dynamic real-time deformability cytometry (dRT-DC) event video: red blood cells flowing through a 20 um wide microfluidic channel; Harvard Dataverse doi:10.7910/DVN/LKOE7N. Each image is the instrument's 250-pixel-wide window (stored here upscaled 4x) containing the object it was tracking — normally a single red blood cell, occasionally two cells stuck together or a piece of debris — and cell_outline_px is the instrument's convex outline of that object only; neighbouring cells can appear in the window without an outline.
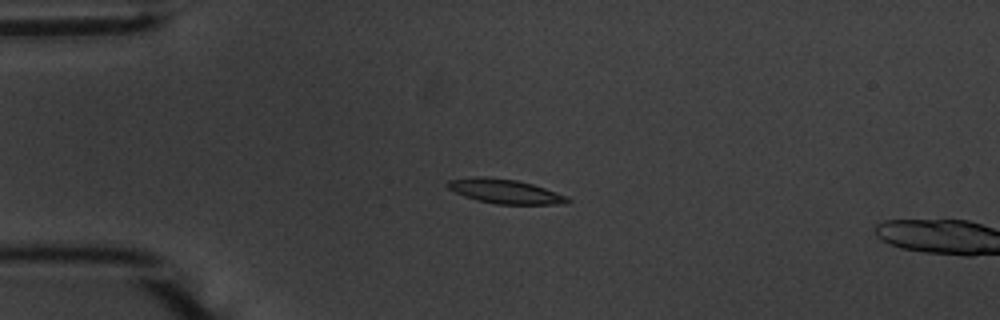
{"species": "common noctule bat (a hibernating species)", "species_latin": "Nyctalus noctula", "temperature_condition": "warm", "stored_images_in_passage": 16, "camera_frame_rate_fps": 3000, "um_per_image_px": 0.085, "animal": {"sex": "male", "body_mass_g": 20.1, "forearm_length_mm": 53.5}, "frame": {"image": 1, "passage_image": 14, "time_ms": 4.333, "image_size_px": [1000, 320], "cell_outline_px": [[572, 200], [568, 204], [496, 204], [476, 200], [464, 196], [448, 188], [444, 184], [448, 180], [472, 176], [484, 176], [516, 180], [532, 184], [568, 196]], "centroid_in_image_um": [42.91, 16.26], "position_along_channel_um": 42.1, "area_um2": 17.17}}